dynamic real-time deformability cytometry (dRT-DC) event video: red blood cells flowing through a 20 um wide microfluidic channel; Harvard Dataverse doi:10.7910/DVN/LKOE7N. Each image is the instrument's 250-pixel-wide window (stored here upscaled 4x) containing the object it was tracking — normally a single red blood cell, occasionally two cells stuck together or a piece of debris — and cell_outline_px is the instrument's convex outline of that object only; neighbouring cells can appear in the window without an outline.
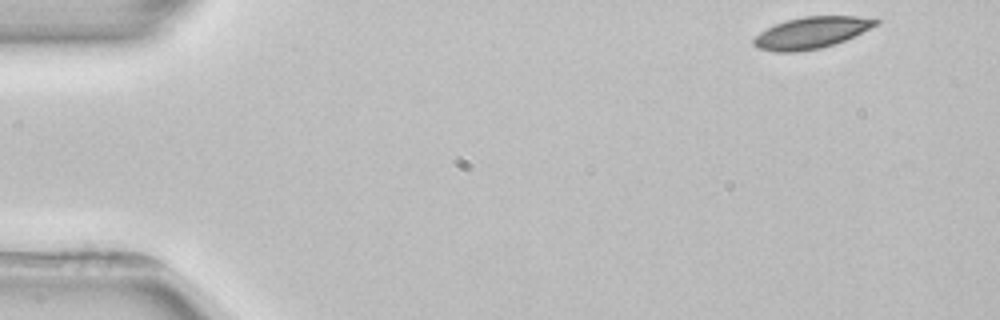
{"species": "common noctule bat (a hibernating species)", "species_latin": "Nyctalus noctula", "temperature_condition": "room temperature", "stored_images_in_passage": 4, "camera_frame_rate_fps": 3000, "um_per_image_px": 0.085, "animal": {"sex": "female", "body_mass_g": 22.7, "forearm_length_mm": 54.2}, "frame": {"image": 1, "passage_image": 1, "time_ms": 0.0, "image_size_px": [1000, 320], "cell_outline_px": [[880, 24], [844, 40], [820, 48], [796, 52], [776, 52], [756, 48], [752, 44], [752, 40], [760, 32], [776, 24], [788, 20], [804, 16], [856, 16], [880, 20]], "centroid_in_image_um": [68.95, 2.78], "position_along_channel_um": 16.1, "area_um2": 22.25}}
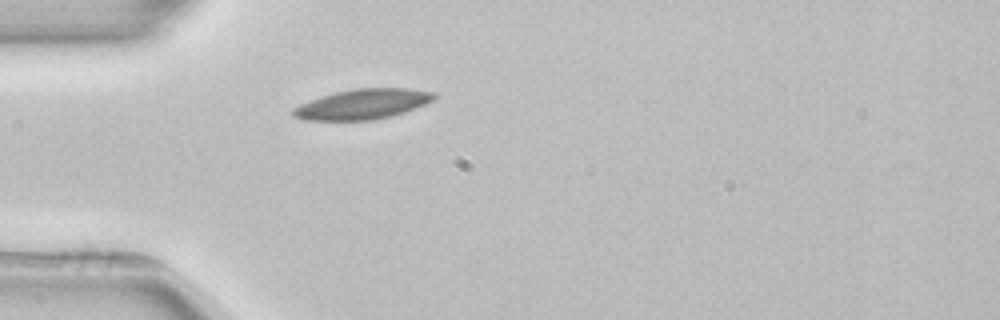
{"frame": {"image": 2, "passage_image": 4, "time_ms": 3.667, "image_size_px": [1000, 320], "cell_outline_px": [[436, 96], [432, 100], [424, 104], [404, 112], [392, 116], [372, 120], [304, 120], [292, 116], [288, 112], [292, 108], [300, 104], [320, 96], [336, 92], [356, 88], [408, 88], [432, 92]], "centroid_in_image_um": [30.75, 8.86], "position_along_channel_um": 54.3, "area_um2": 24.74}}